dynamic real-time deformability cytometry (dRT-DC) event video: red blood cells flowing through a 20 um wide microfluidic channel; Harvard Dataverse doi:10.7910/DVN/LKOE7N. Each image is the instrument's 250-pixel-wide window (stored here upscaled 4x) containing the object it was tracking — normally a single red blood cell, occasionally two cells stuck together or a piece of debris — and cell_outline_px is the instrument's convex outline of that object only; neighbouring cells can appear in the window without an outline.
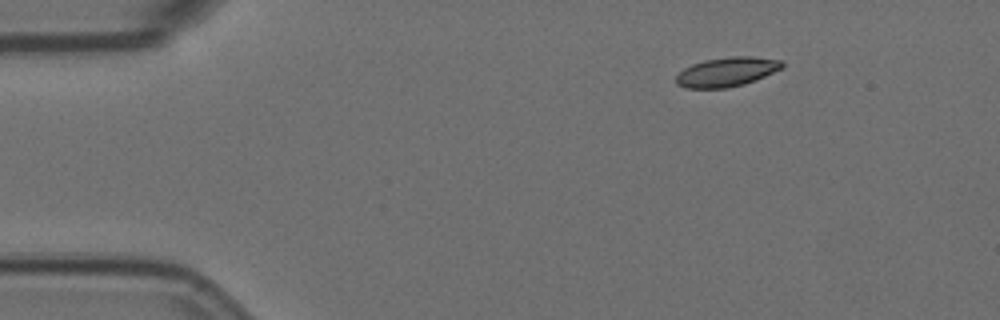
{"species": "Egyptian fruit bat (a non-hibernating species)", "species_latin": "Rousettus aegyptiacus", "temperature_condition": "room temperature", "stored_images_in_passage": 10, "camera_frame_rate_fps": 3000, "um_per_image_px": 0.085, "animal": {"sex": "female"}, "frame": {"image": 1, "passage_image": 1, "time_ms": 0.0, "image_size_px": [1000, 320], "cell_outline_px": [[784, 68], [756, 80], [744, 84], [728, 88], [684, 88], [676, 84], [676, 76], [684, 68], [692, 64], [704, 60], [732, 56], [752, 56], [784, 60]], "centroid_in_image_um": [61.81, 6.11], "position_along_channel_um": 23.2, "area_um2": 18.38}}
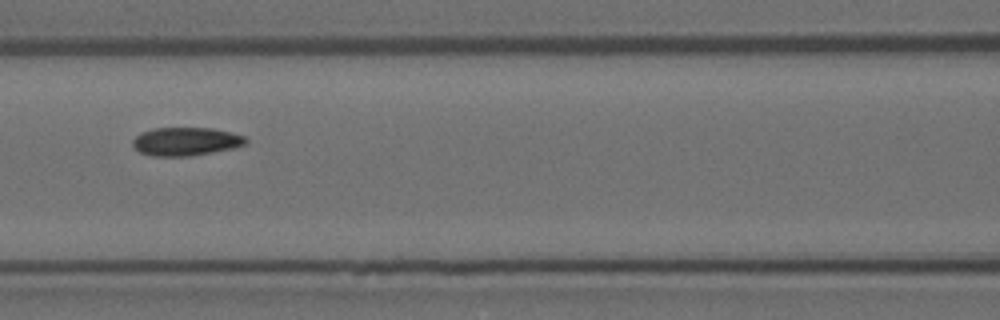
{"frame": {"image": 2, "passage_image": 6, "time_ms": 1.667, "image_size_px": [1000, 320], "cell_outline_px": [[248, 140], [244, 144], [232, 148], [192, 156], [152, 156], [140, 152], [132, 144], [132, 140], [140, 132], [152, 128], [212, 128], [244, 136]], "centroid_in_image_um": [15.75, 12.02], "position_along_channel_um": 150.9, "area_um2": 18.55}}
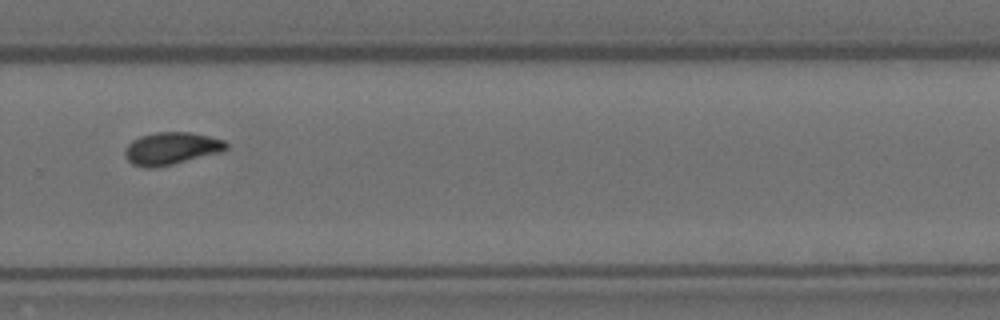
{"frame": {"image": 3, "passage_image": 10, "time_ms": 3.0, "image_size_px": [1000, 320], "cell_outline_px": [[228, 148], [224, 152], [156, 168], [144, 168], [132, 164], [124, 156], [124, 152], [128, 144], [132, 140], [140, 136], [156, 132], [188, 132], [208, 136], [224, 140], [228, 144]], "centroid_in_image_um": [14.57, 12.63], "position_along_channel_um": 315.2, "area_um2": 19.36}}